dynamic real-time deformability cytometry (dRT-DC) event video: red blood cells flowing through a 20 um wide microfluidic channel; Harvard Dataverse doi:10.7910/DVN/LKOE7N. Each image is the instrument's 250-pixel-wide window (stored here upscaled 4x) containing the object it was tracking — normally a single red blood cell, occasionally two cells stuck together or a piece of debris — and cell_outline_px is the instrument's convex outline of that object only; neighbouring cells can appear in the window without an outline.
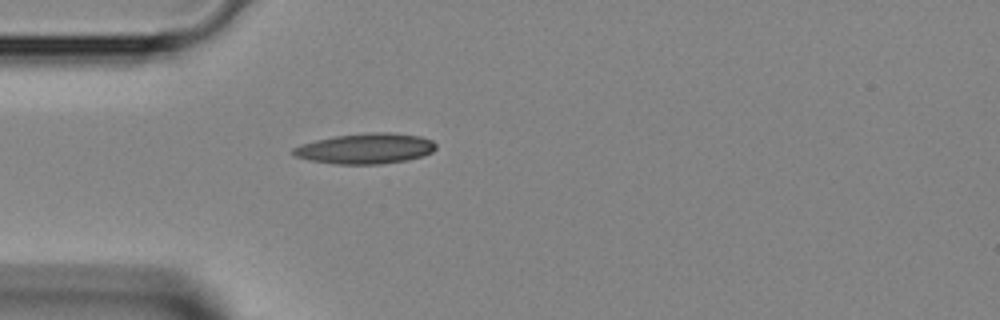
{"species": "Egyptian fruit bat (a non-hibernating species)", "species_latin": "Rousettus aegyptiacus", "temperature_condition": "room temperature", "stored_images_in_passage": 29, "camera_frame_rate_fps": 3000, "um_per_image_px": 0.085, "animal": {"sex": "female"}, "frame": {"image": 1, "passage_image": 1, "time_ms": 0.0, "image_size_px": [1000, 320], "cell_outline_px": [[436, 148], [432, 152], [424, 156], [408, 160], [380, 164], [336, 164], [308, 160], [296, 156], [292, 152], [292, 148], [316, 140], [336, 136], [368, 132], [392, 132], [420, 136], [432, 140], [436, 144]], "centroid_in_image_um": [31.12, 12.63], "position_along_channel_um": 53.9, "area_um2": 25.37}}
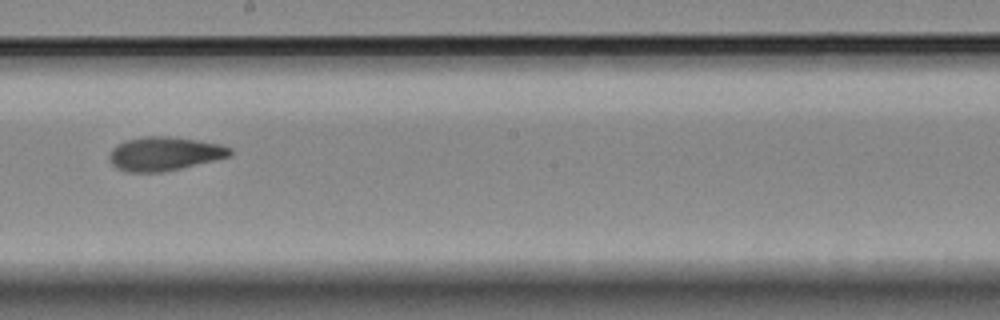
{"frame": {"image": 2, "passage_image": 13, "time_ms": 4.0, "image_size_px": [1000, 320], "cell_outline_px": [[232, 156], [216, 160], [180, 168], [160, 172], [128, 172], [116, 168], [108, 160], [108, 156], [112, 148], [116, 144], [124, 140], [144, 136], [168, 136], [196, 140], [220, 144], [232, 148]], "centroid_in_image_um": [13.95, 13.06], "position_along_channel_um": 234.3, "area_um2": 23.93}}
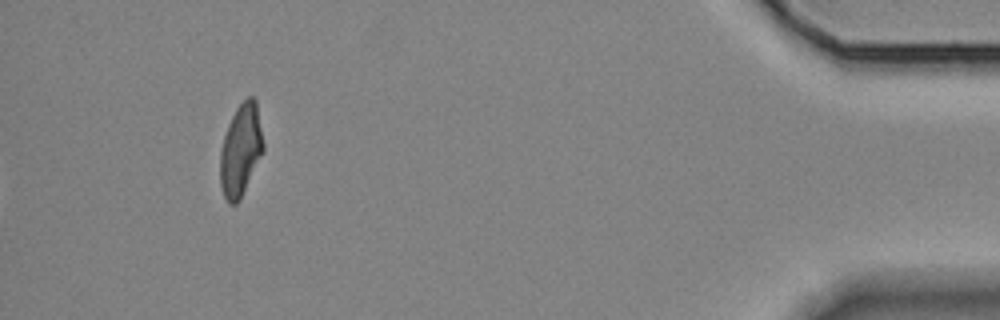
{"frame": {"image": 3, "passage_image": 29, "time_ms": 9.333, "image_size_px": [1000, 320], "cell_outline_px": [[264, 152], [240, 200], [236, 204], [228, 204], [224, 196], [220, 184], [220, 152], [224, 136], [228, 124], [236, 108], [248, 96], [252, 96], [256, 100], [264, 144]], "centroid_in_image_um": [20.47, 12.78], "position_along_channel_um": 414.7, "area_um2": 23.29}}